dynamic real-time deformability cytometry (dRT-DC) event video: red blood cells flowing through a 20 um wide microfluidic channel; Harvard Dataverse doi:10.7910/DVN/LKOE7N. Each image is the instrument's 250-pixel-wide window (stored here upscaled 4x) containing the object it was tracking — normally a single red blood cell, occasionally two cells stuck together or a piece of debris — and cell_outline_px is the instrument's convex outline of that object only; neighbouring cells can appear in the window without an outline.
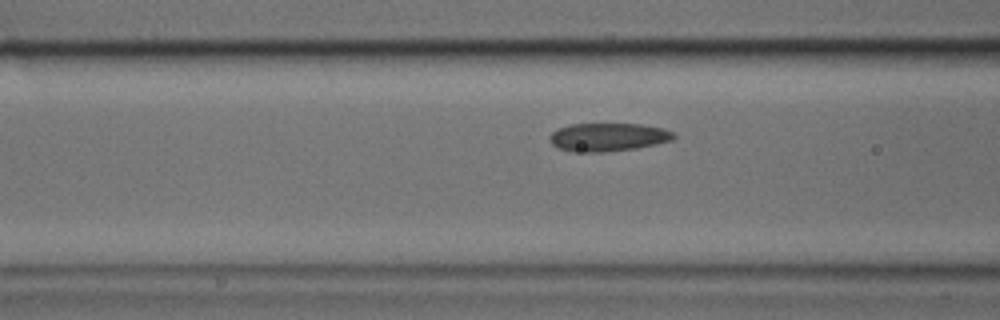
{"species": "common noctule bat (a hibernating species)", "species_latin": "Nyctalus noctula", "temperature_condition": "cold", "stored_images_in_passage": 15, "camera_frame_rate_fps": 3000, "um_per_image_px": 0.085, "animal": {"sex": "male", "body_mass_g": 17.9, "forearm_length_mm": 54.2}, "frame": {"image": 1, "passage_image": 9, "time_ms": 2.667, "image_size_px": [1000, 320], "cell_outline_px": [[676, 136], [672, 140], [656, 144], [636, 148], [604, 152], [572, 152], [556, 148], [548, 140], [548, 136], [552, 132], [560, 128], [572, 124], [640, 124], [660, 128], [676, 132]], "centroid_in_image_um": [51.65, 11.66], "position_along_channel_um": 114.9, "area_um2": 20.52}}